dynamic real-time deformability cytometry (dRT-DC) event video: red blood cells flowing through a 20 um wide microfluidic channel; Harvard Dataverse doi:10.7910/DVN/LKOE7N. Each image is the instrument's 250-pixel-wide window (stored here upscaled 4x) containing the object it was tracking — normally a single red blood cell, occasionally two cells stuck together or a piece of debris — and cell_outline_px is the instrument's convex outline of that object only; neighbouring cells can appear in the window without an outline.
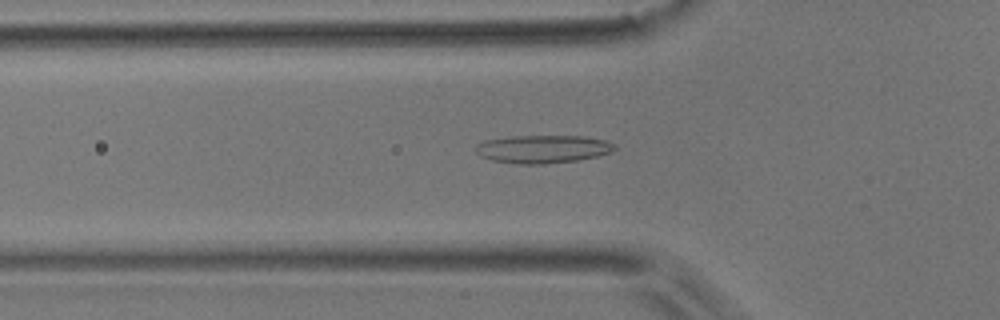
{"species": "common noctule bat (a hibernating species)", "species_latin": "Nyctalus noctula", "temperature_condition": "room temperature", "stored_images_in_passage": 40, "camera_frame_rate_fps": 3000, "um_per_image_px": 0.085, "animal": {"sex": "male", "body_mass_g": 17.9}, "frame": {"image": 1, "passage_image": 3, "time_ms": 0.667, "image_size_px": [1000, 320], "cell_outline_px": [[616, 148], [612, 152], [596, 156], [576, 160], [544, 164], [520, 164], [492, 160], [480, 156], [472, 148], [476, 144], [484, 140], [512, 136], [584, 136], [604, 140], [616, 144]], "centroid_in_image_um": [46.1, 12.66], "position_along_channel_um": 79.7, "area_um2": 22.77}}
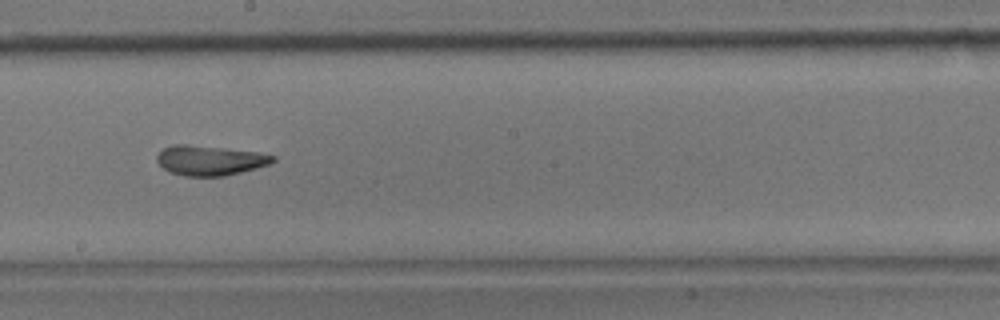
{"frame": {"image": 2, "passage_image": 15, "time_ms": 4.667, "image_size_px": [1000, 320], "cell_outline_px": [[276, 160], [268, 164], [256, 168], [224, 176], [184, 176], [168, 172], [156, 160], [156, 156], [164, 148], [172, 144], [188, 144], [260, 152], [276, 156]], "centroid_in_image_um": [17.83, 13.63], "position_along_channel_um": 230.4, "area_um2": 20.23}}
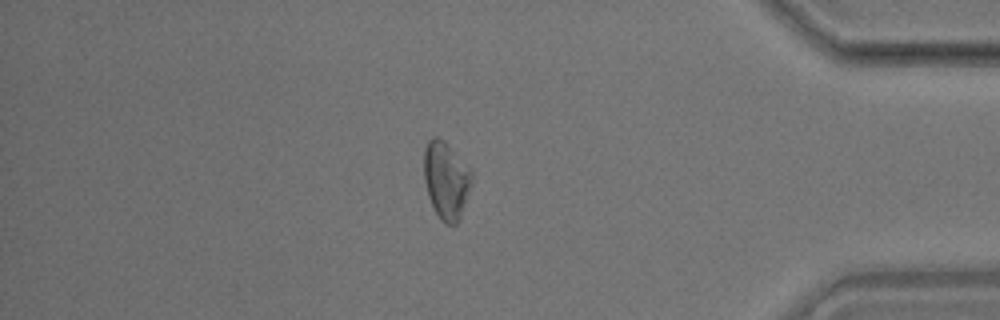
{"frame": {"image": 3, "passage_image": 31, "time_ms": 10.0, "image_size_px": [1000, 320], "cell_outline_px": [[472, 180], [460, 216], [456, 224], [444, 224], [440, 220], [428, 196], [424, 180], [424, 152], [428, 140], [432, 136], [436, 136], [444, 140], [472, 168]], "centroid_in_image_um": [37.92, 15.27], "position_along_channel_um": 397.3, "area_um2": 21.56}, "authors_computed_cell_mechanics": {"area_um2": 20.4034, "velocity_mm_per_s": 3.7413, "shape_relaxation_time_tau1_ms": null, "shape_relaxation_time_tau2_ms": 1.4816, "deformation_change_tau1": null, "deformation_change_tau2": 0.0802}}